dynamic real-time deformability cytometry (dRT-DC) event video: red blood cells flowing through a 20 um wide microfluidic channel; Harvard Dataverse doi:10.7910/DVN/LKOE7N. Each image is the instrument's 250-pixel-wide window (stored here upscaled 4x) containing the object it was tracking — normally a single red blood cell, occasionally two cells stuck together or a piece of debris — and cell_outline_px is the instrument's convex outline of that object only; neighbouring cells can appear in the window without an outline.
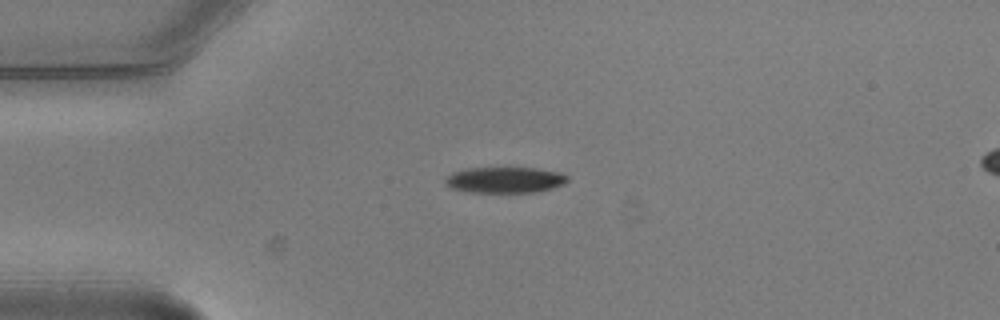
{"species": "common noctule bat (a hibernating species)", "species_latin": "Nyctalus noctula", "temperature_condition": "warm", "stored_images_in_passage": 7, "camera_frame_rate_fps": 3000, "um_per_image_px": 0.085, "animal": {"sex": "male", "body_mass_g": 20.5, "forearm_length_mm": 52.5}, "frame": {"image": 1, "passage_image": 1, "time_ms": 0.0, "image_size_px": [1000, 320], "cell_outline_px": [[568, 180], [564, 184], [540, 192], [468, 192], [452, 188], [444, 184], [444, 176], [452, 172], [468, 168], [536, 168], [560, 172], [568, 176]], "centroid_in_image_um": [42.9, 15.29], "position_along_channel_um": 42.1, "area_um2": 18.67}}
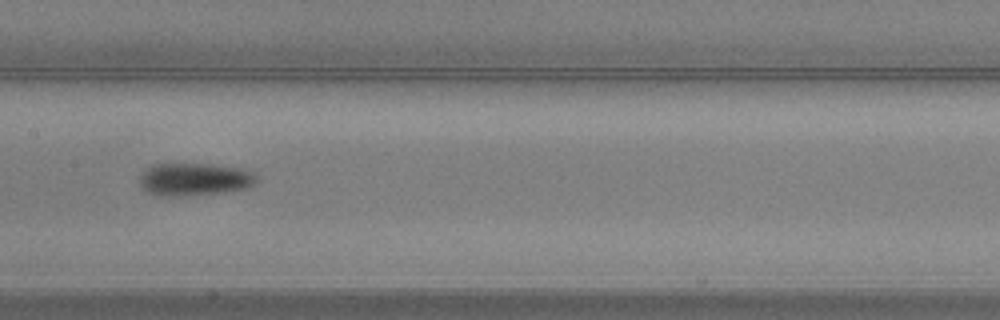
{"frame": {"image": 2, "passage_image": 5, "time_ms": 1.333, "image_size_px": [1000, 320], "cell_outline_px": [[260, 180], [248, 188], [224, 192], [184, 196], [156, 196], [148, 192], [140, 184], [140, 176], [144, 168], [152, 164], [212, 164], [240, 168], [256, 172]], "centroid_in_image_um": [16.56, 15.24], "position_along_channel_um": 190.8, "area_um2": 22.72}}
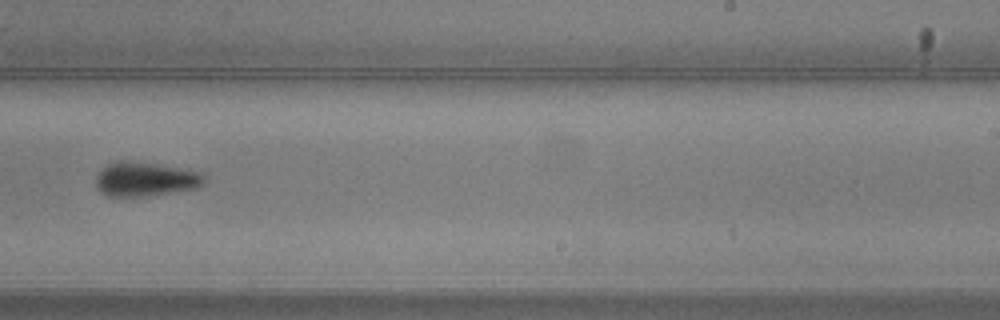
{"frame": {"image": 3, "passage_image": 7, "time_ms": 2.0, "image_size_px": [1000, 320], "cell_outline_px": [[208, 176], [204, 184], [196, 188], [136, 196], [108, 196], [100, 192], [96, 184], [96, 176], [108, 164], [116, 160], [124, 160], [156, 164], [180, 168], [200, 172]], "centroid_in_image_um": [12.36, 15.21], "position_along_channel_um": 276.6, "area_um2": 21.27}}